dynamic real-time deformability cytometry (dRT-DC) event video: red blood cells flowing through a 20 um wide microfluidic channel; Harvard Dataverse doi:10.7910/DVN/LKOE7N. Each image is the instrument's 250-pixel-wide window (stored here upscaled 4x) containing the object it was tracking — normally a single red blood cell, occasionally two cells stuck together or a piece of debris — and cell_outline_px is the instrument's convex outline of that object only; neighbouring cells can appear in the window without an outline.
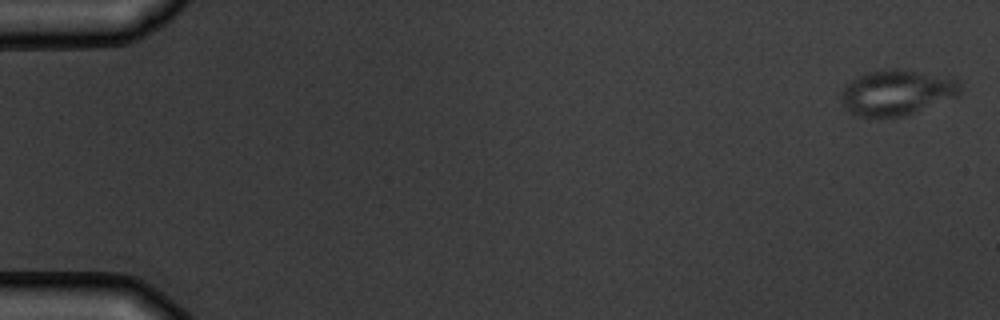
{"species": "common noctule bat (a hibernating species)", "species_latin": "Nyctalus noctula", "temperature_condition": "warm", "stored_images_in_passage": 4, "camera_frame_rate_fps": 3000, "um_per_image_px": 0.085, "animal": {"sex": "male", "body_mass_g": 19.5, "forearm_length_mm": 54.6}, "frame": {"image": 1, "passage_image": 1, "time_ms": 0.0, "image_size_px": [1000, 320], "cell_outline_px": [[960, 96], [904, 116], [860, 116], [844, 108], [840, 100], [840, 92], [844, 84], [856, 76], [868, 72], [892, 68], [896, 68], [952, 76], [960, 80]], "centroid_in_image_um": [76.25, 7.83], "position_along_channel_um": 8.8, "area_um2": 32.08}}